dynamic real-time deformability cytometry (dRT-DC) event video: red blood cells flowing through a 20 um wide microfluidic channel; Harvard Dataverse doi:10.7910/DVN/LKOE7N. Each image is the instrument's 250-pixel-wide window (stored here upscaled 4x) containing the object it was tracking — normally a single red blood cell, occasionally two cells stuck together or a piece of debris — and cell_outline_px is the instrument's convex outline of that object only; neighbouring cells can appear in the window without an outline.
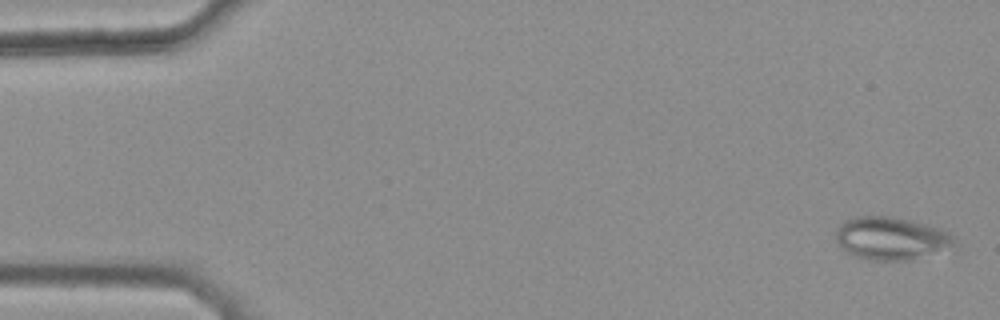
{"species": "common noctule bat (a hibernating species)", "species_latin": "Nyctalus noctula", "temperature_condition": "warm", "stored_images_in_passage": 45, "camera_frame_rate_fps": 3000, "um_per_image_px": 0.085, "animal": {"sex": "female", "body_mass_g": 25.1}, "frame": {"image": 1, "passage_image": 2, "time_ms": 0.333, "image_size_px": [1000, 320], "cell_outline_px": [[960, 252], [904, 260], [872, 260], [856, 256], [848, 252], [840, 244], [836, 236], [836, 228], [844, 220], [860, 216], [888, 216], [908, 220], [940, 228], [948, 232], [956, 240]], "centroid_in_image_um": [75.93, 20.29], "position_along_channel_um": 9.1, "area_um2": 30.29}}
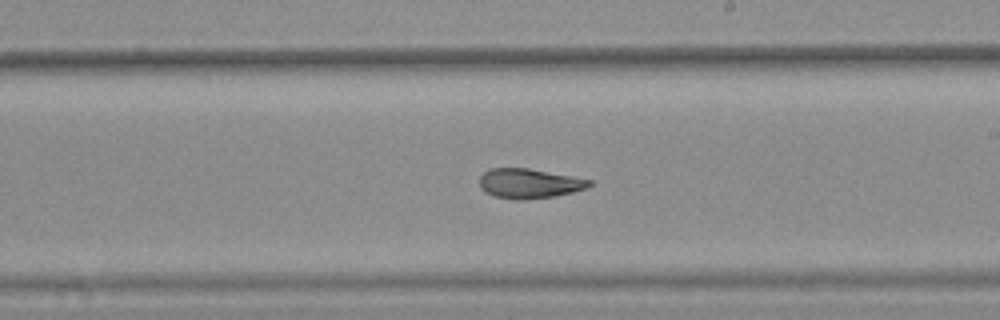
{"frame": {"image": 2, "passage_image": 31, "time_ms": 10.0, "image_size_px": [1000, 320], "cell_outline_px": [[592, 184], [584, 188], [572, 192], [552, 196], [520, 200], [516, 200], [492, 196], [484, 192], [480, 188], [480, 176], [488, 168], [528, 168], [572, 176], [592, 180]], "centroid_in_image_um": [44.92, 15.59], "position_along_channel_um": 244.1, "area_um2": 18.96}}
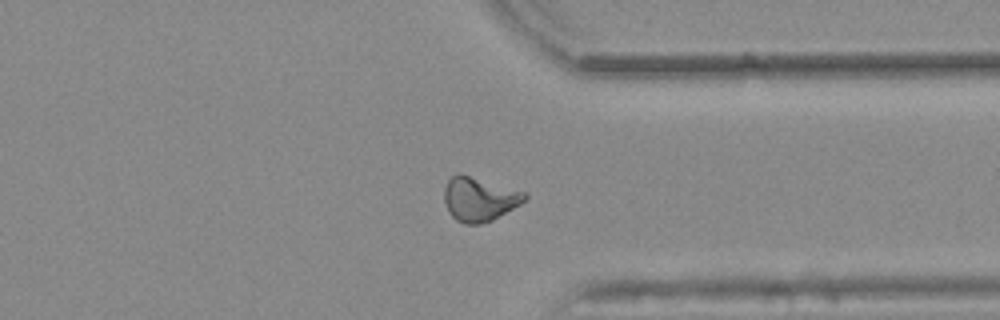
{"frame": {"image": 3, "passage_image": 41, "time_ms": 13.333, "image_size_px": [1000, 320], "cell_outline_px": [[528, 196], [520, 204], [492, 220], [480, 224], [464, 224], [456, 220], [448, 212], [444, 200], [444, 188], [448, 180], [456, 172], [460, 172], [528, 192]], "centroid_in_image_um": [40.73, 16.89], "position_along_channel_um": 370.7, "area_um2": 20.98}, "authors_computed_cell_mechanics": {"area_um2": 20.4034, "velocity_mm_per_s": 3.8466, "shape_relaxation_time_tau1_ms": null, "shape_relaxation_time_tau2_ms": 2.915, "deformation_change_tau1": null, "deformation_change_tau2": 0.0915}}